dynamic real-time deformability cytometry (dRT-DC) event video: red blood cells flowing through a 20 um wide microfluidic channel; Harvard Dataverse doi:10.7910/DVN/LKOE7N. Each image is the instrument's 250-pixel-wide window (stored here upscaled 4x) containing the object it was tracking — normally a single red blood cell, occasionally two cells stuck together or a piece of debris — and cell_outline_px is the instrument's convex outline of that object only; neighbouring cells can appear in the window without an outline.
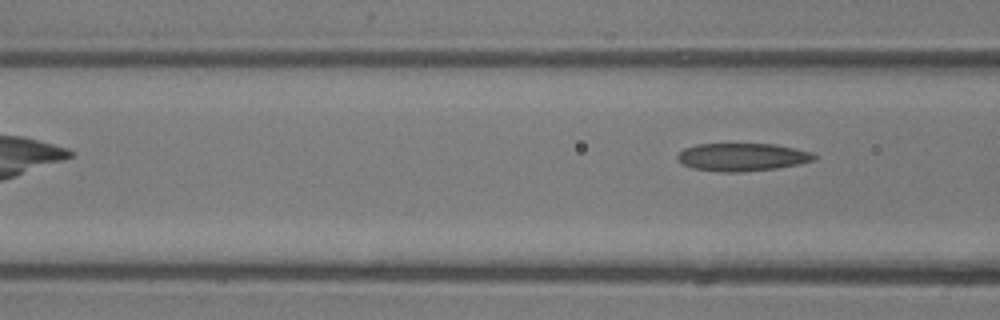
{"species": "common noctule bat (a hibernating species)", "species_latin": "Nyctalus noctula", "temperature_condition": "room temperature", "stored_images_in_passage": 5, "camera_frame_rate_fps": 3000, "um_per_image_px": 0.085, "animal": {"sex": "male", "body_mass_g": 13.3}, "frame": {"image": 1, "passage_image": 5, "time_ms": 4.667, "image_size_px": [1000, 320], "cell_outline_px": [[816, 160], [800, 164], [776, 168], [740, 172], [724, 172], [692, 168], [684, 164], [676, 156], [684, 148], [696, 144], [772, 144], [812, 152], [816, 156]], "centroid_in_image_um": [63.1, 13.35], "position_along_channel_um": 103.5, "area_um2": 22.02}}